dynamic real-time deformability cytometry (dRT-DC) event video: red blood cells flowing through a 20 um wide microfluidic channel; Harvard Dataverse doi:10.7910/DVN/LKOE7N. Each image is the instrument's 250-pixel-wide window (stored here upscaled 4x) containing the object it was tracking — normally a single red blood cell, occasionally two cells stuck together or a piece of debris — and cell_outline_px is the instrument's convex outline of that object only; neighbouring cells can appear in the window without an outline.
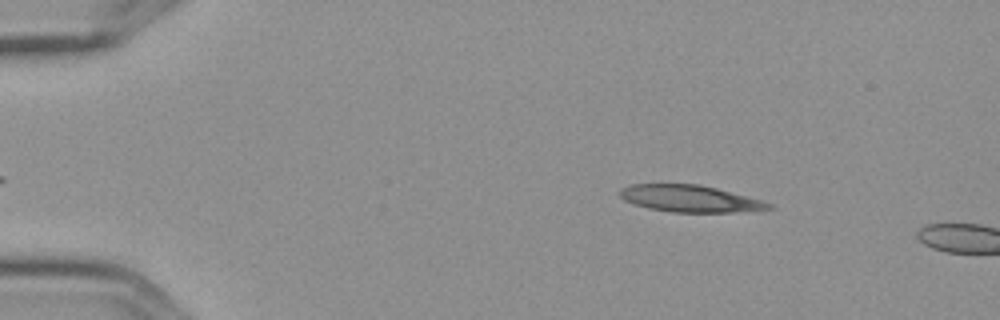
{"species": "Egyptian fruit bat (a non-hibernating species)", "species_latin": "Rousettus aegyptiacus", "temperature_condition": "cold", "stored_images_in_passage": 2, "camera_frame_rate_fps": 3000, "um_per_image_px": 0.085, "frame": {"image": 1, "passage_image": 1, "time_ms": 0.0, "image_size_px": [1000, 320], "cell_outline_px": [[776, 208], [732, 212], [672, 212], [648, 208], [624, 200], [620, 196], [620, 188], [632, 184], [700, 184], [716, 188], [760, 200], [772, 204]], "centroid_in_image_um": [58.62, 16.88], "position_along_channel_um": 26.4, "area_um2": 23.0}}